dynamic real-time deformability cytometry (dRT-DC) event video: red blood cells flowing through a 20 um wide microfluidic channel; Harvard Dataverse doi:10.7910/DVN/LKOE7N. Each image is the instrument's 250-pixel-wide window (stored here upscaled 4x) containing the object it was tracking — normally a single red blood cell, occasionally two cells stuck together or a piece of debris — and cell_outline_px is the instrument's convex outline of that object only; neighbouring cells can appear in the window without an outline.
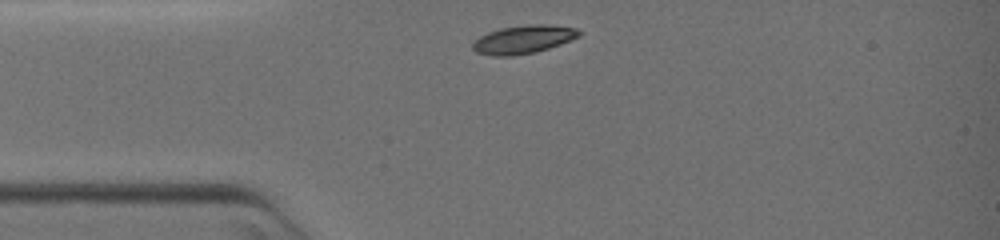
{"species": "common noctule bat (a hibernating species)", "species_latin": "Nyctalus noctula", "temperature_condition": "warm", "stored_images_in_passage": 36, "camera_frame_rate_fps": 3000, "um_per_image_px": 0.085, "animal": {"sex": "female", "body_mass_g": 19.0, "forearm_length_mm": 51.5}, "frame": {"image": 1, "passage_image": 1, "time_ms": 0.0, "image_size_px": [1000, 240], "cell_outline_px": [[580, 36], [560, 44], [548, 48], [532, 52], [512, 56], [496, 56], [476, 52], [472, 48], [472, 44], [480, 36], [488, 32], [500, 28], [528, 24], [540, 24], [576, 28], [580, 32]], "centroid_in_image_um": [44.46, 3.34], "position_along_channel_um": 40.5, "area_um2": 17.22}}
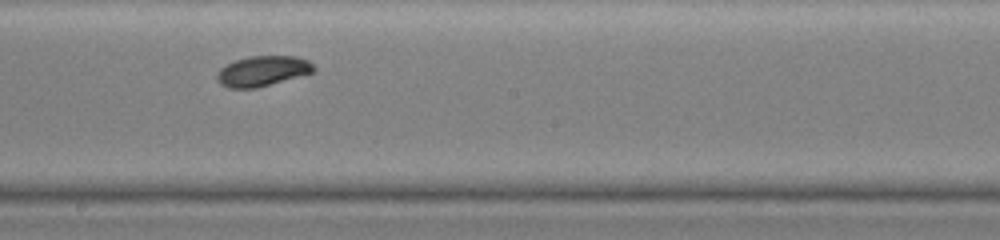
{"frame": {"image": 2, "passage_image": 19, "time_ms": 6.0, "image_size_px": [1000, 240], "cell_outline_px": [[316, 68], [312, 72], [256, 88], [228, 88], [220, 84], [216, 80], [216, 76], [220, 68], [236, 60], [248, 56], [296, 56], [308, 60]], "centroid_in_image_um": [22.28, 6.03], "position_along_channel_um": 225.9, "area_um2": 16.88}}
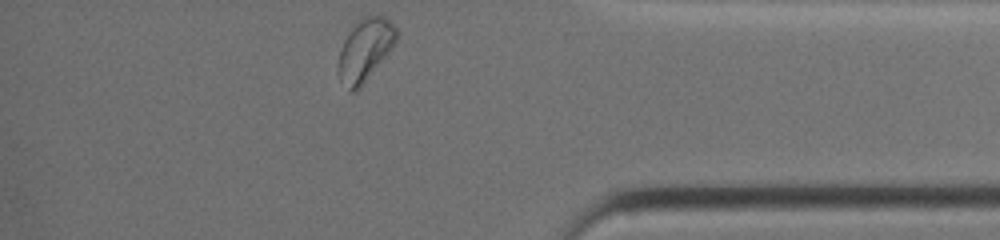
{"frame": {"image": 3, "passage_image": 36, "time_ms": 11.667, "image_size_px": [1000, 240], "cell_outline_px": [[400, 32], [392, 48], [360, 88], [352, 92], [348, 92], [336, 68], [340, 52], [344, 40], [352, 28], [364, 16], [372, 12], [376, 12], [384, 16]], "centroid_in_image_um": [31.05, 4.2], "position_along_channel_um": 404.2, "area_um2": 21.15}}